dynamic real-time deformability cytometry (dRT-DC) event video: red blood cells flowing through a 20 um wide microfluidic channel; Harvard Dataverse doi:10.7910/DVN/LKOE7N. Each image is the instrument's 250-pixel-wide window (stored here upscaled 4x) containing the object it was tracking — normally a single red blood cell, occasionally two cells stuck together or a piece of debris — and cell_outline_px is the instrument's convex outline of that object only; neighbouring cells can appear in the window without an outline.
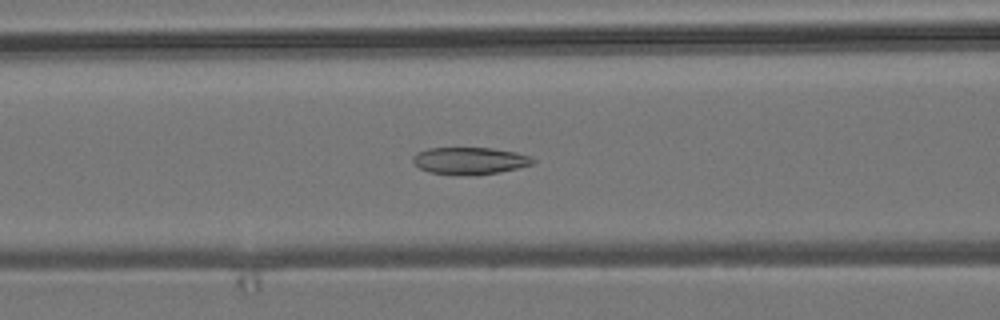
{"species": "common noctule bat (a hibernating species)", "species_latin": "Nyctalus noctula", "temperature_condition": "room temperature", "stored_images_in_passage": 53, "camera_frame_rate_fps": 3000, "um_per_image_px": 0.085, "animal": {"sex": "male", "body_mass_g": 19.2, "forearm_length_mm": 51.8}, "frame": {"image": 1, "passage_image": 21, "time_ms": 6.667, "image_size_px": [1000, 320], "cell_outline_px": [[536, 160], [532, 164], [500, 172], [476, 176], [472, 176], [428, 172], [420, 168], [412, 160], [412, 156], [416, 152], [428, 148], [492, 148], [516, 152], [532, 156]], "centroid_in_image_um": [39.94, 13.66], "position_along_channel_um": 126.7, "area_um2": 19.13}}
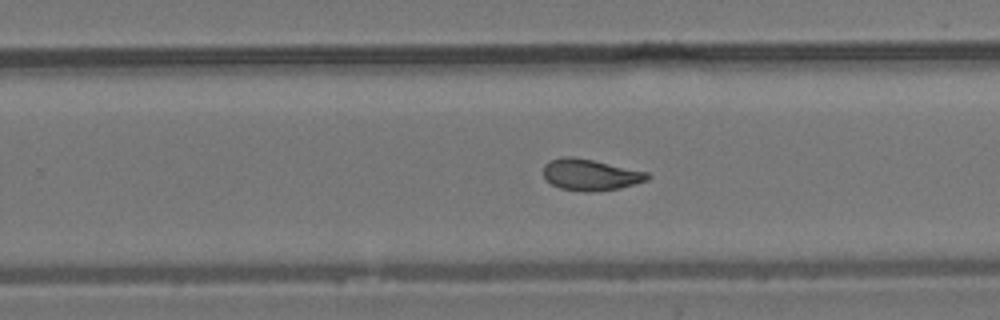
{"frame": {"image": 2, "passage_image": 33, "time_ms": 10.667, "image_size_px": [1000, 320], "cell_outline_px": [[652, 176], [648, 180], [636, 184], [620, 188], [588, 192], [584, 192], [560, 188], [552, 184], [544, 176], [544, 164], [548, 160], [560, 156], [572, 156], [592, 160], [648, 172]], "centroid_in_image_um": [50.19, 14.84], "position_along_channel_um": 279.6, "area_um2": 19.07}}
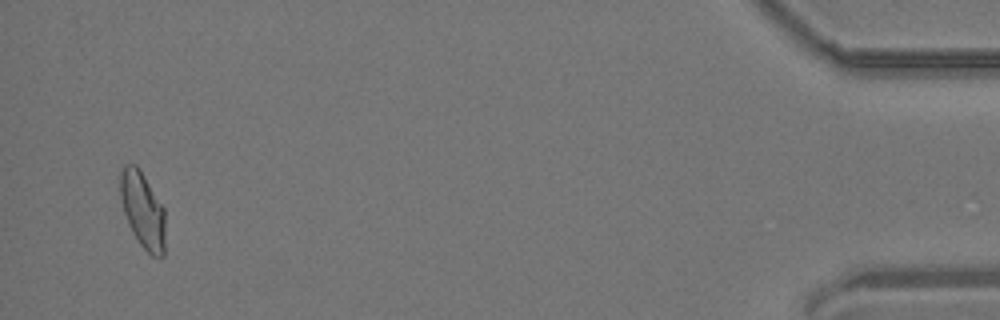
{"frame": {"image": 3, "passage_image": 51, "time_ms": 16.667, "image_size_px": [1000, 320], "cell_outline_px": [[164, 256], [160, 260], [152, 256], [140, 244], [132, 232], [128, 224], [124, 212], [120, 196], [120, 172], [124, 164], [136, 164], [140, 168], [164, 208]], "centroid_in_image_um": [12.13, 17.85], "position_along_channel_um": 423.1, "area_um2": 20.11}, "authors_computed_cell_mechanics": {"area_um2": 19.5364, "velocity_mm_per_s": 3.8385, "shape_relaxation_time_tau1_ms": null, "shape_relaxation_time_tau2_ms": 1.6514, "deformation_change_tau1": null, "deformation_change_tau2": 0.0827}}